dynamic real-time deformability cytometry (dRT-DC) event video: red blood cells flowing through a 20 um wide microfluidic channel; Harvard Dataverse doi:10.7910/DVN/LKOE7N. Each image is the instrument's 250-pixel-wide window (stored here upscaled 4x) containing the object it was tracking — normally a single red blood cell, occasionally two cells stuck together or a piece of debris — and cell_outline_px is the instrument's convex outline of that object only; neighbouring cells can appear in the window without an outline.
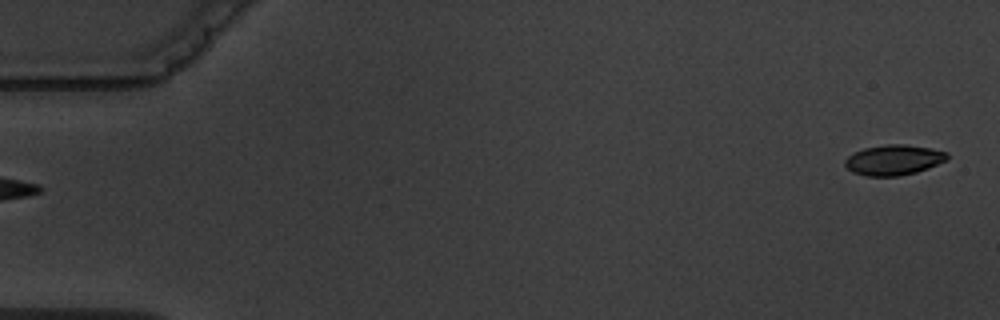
{"species": "common noctule bat (a hibernating species)", "species_latin": "Nyctalus noctula", "temperature_condition": "warm", "stored_images_in_passage": 5, "segment_of_instrument_passage": [2, 2], "camera_frame_rate_fps": 3000, "um_per_image_px": 0.085, "animal": {"sex": "male", "body_mass_g": 19.5, "forearm_length_mm": 54.6}, "frame": {"image": 1, "passage_image": 5, "time_ms": 6.333, "image_size_px": [1000, 320], "cell_outline_px": [[948, 160], [928, 168], [916, 172], [896, 176], [868, 176], [852, 172], [844, 164], [844, 160], [848, 156], [864, 148], [884, 144], [904, 144], [932, 148], [948, 152]], "centroid_in_image_um": [75.99, 13.59], "position_along_channel_um": 9.0, "area_um2": 18.09}}